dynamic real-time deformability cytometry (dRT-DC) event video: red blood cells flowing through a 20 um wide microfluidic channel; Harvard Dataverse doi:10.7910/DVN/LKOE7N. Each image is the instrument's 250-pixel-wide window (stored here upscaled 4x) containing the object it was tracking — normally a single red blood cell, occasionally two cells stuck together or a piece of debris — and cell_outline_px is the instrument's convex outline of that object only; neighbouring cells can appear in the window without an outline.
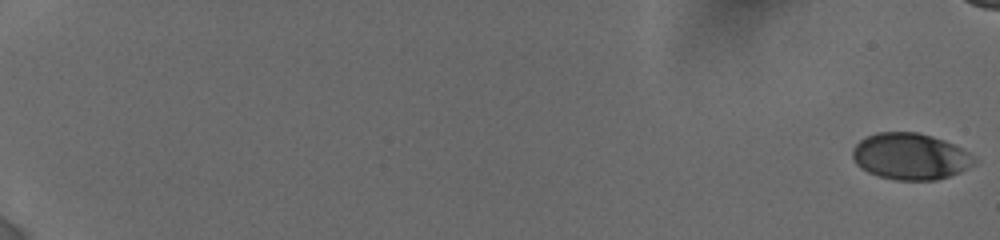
{"species": "human", "species_latin": "Homo sapiens", "temperature_condition": "cold", "stored_images_in_passage": 12, "segment_of_instrument_passage": [1, 2], "camera_frame_rate_fps": 3000, "um_per_image_px": 0.085, "donor": {"sex": "female"}, "frame": {"image": 1, "passage_image": 1, "time_ms": 0.0, "image_size_px": [1000, 240], "cell_outline_px": [[976, 164], [960, 172], [936, 180], [896, 180], [880, 176], [868, 172], [860, 168], [856, 164], [852, 156], [852, 148], [860, 140], [876, 132], [916, 132], [932, 136], [944, 140], [968, 152], [976, 160]], "centroid_in_image_um": [77.36, 13.3], "position_along_channel_um": 7.6, "area_um2": 32.89}}
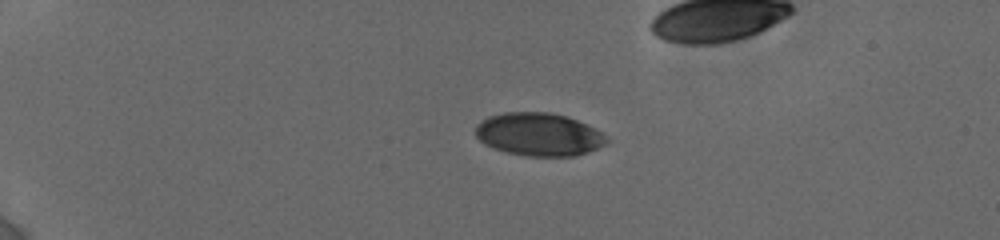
{"frame": {"image": 2, "passage_image": 7, "time_ms": 5.0, "image_size_px": [1000, 240], "cell_outline_px": [[608, 140], [604, 144], [588, 152], [572, 156], [528, 156], [508, 152], [496, 148], [480, 140], [476, 136], [476, 124], [488, 116], [504, 112], [552, 112], [568, 116], [600, 132]], "centroid_in_image_um": [45.78, 11.41], "position_along_channel_um": 39.2, "area_um2": 32.37}}
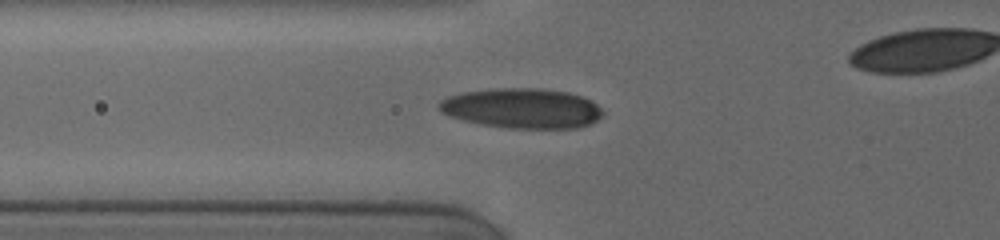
{"frame": {"image": 3, "passage_image": 11, "time_ms": 8.0, "image_size_px": [1000, 240], "cell_outline_px": [[604, 116], [592, 124], [580, 128], [504, 128], [480, 124], [448, 116], [440, 112], [436, 104], [440, 100], [448, 96], [464, 92], [496, 88], [540, 88], [568, 92], [580, 96], [596, 104], [604, 112]], "centroid_in_image_um": [44.36, 9.21], "position_along_channel_um": 81.4, "area_um2": 38.49}}